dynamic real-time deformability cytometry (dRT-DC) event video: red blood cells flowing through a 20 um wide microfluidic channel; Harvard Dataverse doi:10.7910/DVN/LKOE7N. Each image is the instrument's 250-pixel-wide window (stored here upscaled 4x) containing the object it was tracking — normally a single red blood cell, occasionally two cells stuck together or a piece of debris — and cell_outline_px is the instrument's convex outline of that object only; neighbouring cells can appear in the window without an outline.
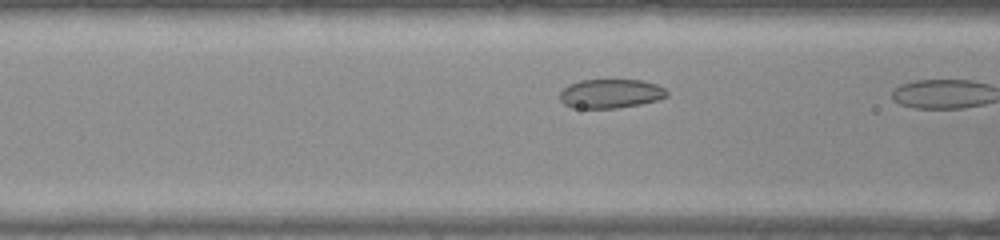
{"species": "common noctule bat (a hibernating species)", "species_latin": "Nyctalus noctula", "temperature_condition": "warm", "stored_images_in_passage": 7, "camera_frame_rate_fps": 3000, "um_per_image_px": 0.085, "animal": {"sex": "female", "body_mass_g": 22.0, "forearm_length_mm": 56.7}, "frame": {"image": 1, "passage_image": 6, "time_ms": 1.667, "image_size_px": [1000, 240], "cell_outline_px": [[668, 96], [656, 100], [640, 104], [616, 108], [572, 108], [564, 104], [560, 100], [560, 92], [568, 84], [580, 80], [644, 80], [656, 84], [664, 88], [668, 92]], "centroid_in_image_um": [51.89, 7.95], "position_along_channel_um": 114.7, "area_um2": 18.21}}